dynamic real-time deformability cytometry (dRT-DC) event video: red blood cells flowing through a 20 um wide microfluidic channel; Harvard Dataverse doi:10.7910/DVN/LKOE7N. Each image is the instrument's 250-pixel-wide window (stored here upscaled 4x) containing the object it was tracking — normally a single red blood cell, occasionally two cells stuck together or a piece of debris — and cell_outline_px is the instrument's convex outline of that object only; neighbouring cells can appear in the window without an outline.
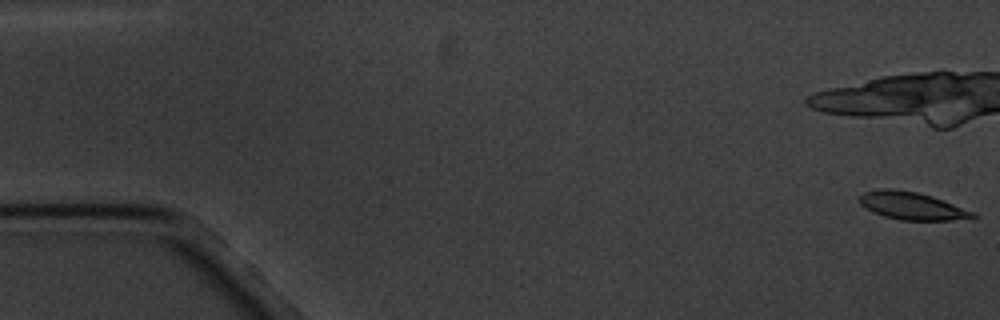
{"species": "common noctule bat (a hibernating species)", "species_latin": "Nyctalus noctula", "temperature_condition": "cold", "stored_images_in_passage": 12, "camera_frame_rate_fps": 3000, "um_per_image_px": 0.085, "animal": {"sex": "male", "body_mass_g": 20.1, "forearm_length_mm": 53.5}, "frame": {"image": 1, "passage_image": 1, "time_ms": 0.0, "image_size_px": [1000, 320], "cell_outline_px": [[976, 216], [952, 220], [900, 220], [884, 216], [872, 212], [864, 208], [860, 204], [860, 196], [864, 192], [880, 188], [892, 188], [916, 192], [932, 196], [944, 200], [976, 212]], "centroid_in_image_um": [77.48, 17.49], "position_along_channel_um": 7.5, "area_um2": 18.26}}